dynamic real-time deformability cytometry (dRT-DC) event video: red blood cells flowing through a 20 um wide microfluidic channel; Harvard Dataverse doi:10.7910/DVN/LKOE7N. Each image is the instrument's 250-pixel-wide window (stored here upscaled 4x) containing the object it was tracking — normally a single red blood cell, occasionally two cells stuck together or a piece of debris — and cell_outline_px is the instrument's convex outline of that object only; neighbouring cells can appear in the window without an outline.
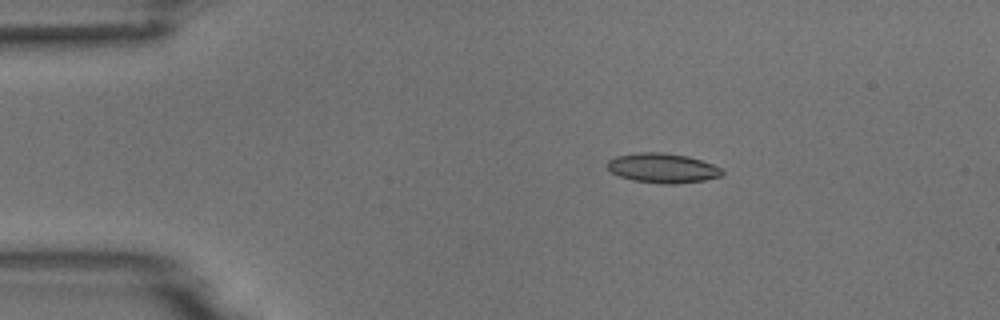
{"species": "common noctule bat (a hibernating species)", "species_latin": "Nyctalus noctula", "temperature_condition": "room temperature", "stored_images_in_passage": 4, "camera_frame_rate_fps": 3000, "um_per_image_px": 0.085, "animal": {"sex": "male", "body_mass_g": 18.8}, "frame": {"image": 1, "passage_image": 1, "time_ms": 0.0, "image_size_px": [1000, 320], "cell_outline_px": [[724, 172], [720, 176], [704, 180], [676, 184], [660, 184], [632, 180], [620, 176], [612, 172], [604, 164], [608, 160], [616, 156], [636, 152], [664, 152], [688, 156], [712, 164], [720, 168]], "centroid_in_image_um": [56.28, 14.28], "position_along_channel_um": 28.7, "area_um2": 19.94}}
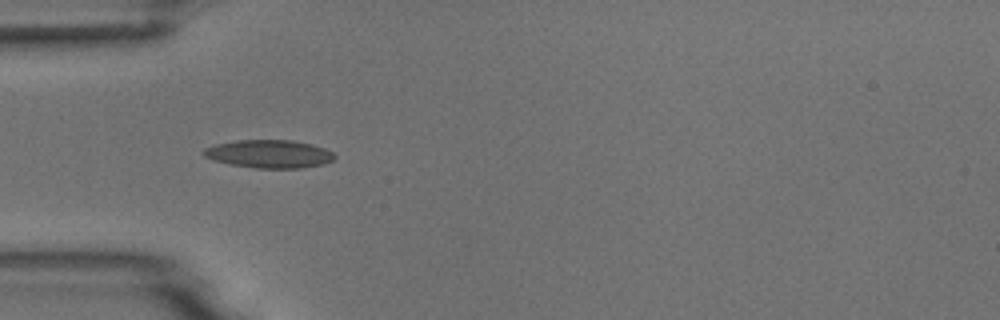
{"frame": {"image": 2, "passage_image": 3, "time_ms": 2.333, "image_size_px": [1000, 320], "cell_outline_px": [[336, 156], [332, 160], [324, 164], [300, 168], [256, 168], [232, 164], [216, 160], [204, 156], [200, 152], [204, 148], [216, 144], [236, 140], [292, 140], [312, 144], [324, 148], [332, 152]], "centroid_in_image_um": [22.88, 13.07], "position_along_channel_um": 62.1, "area_um2": 21.33}}